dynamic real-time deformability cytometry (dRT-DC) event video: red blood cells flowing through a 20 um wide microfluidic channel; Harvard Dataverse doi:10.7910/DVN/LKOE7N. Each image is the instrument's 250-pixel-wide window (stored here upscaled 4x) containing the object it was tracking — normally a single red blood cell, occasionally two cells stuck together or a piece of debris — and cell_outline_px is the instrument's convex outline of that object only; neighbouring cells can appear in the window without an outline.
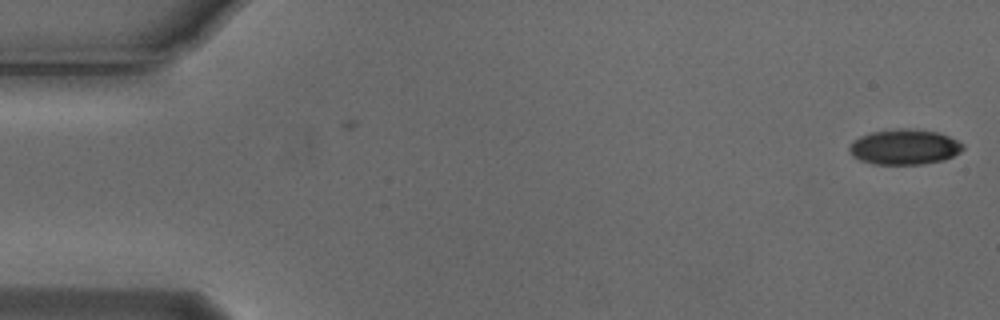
{"species": "Egyptian fruit bat (a non-hibernating species)", "species_latin": "Rousettus aegyptiacus", "temperature_condition": "cold", "stored_images_in_passage": 3, "camera_frame_rate_fps": 3000, "um_per_image_px": 0.085, "animal": {"sex": "male"}, "frame": {"image": 1, "passage_image": 3, "time_ms": 0.667, "image_size_px": [1000, 320], "cell_outline_px": [[964, 148], [960, 152], [944, 160], [920, 164], [872, 164], [860, 160], [852, 156], [848, 148], [852, 140], [860, 136], [872, 132], [900, 128], [912, 128], [936, 132], [948, 136], [964, 144]], "centroid_in_image_um": [76.85, 12.49], "position_along_channel_um": 8.1, "area_um2": 23.41}}